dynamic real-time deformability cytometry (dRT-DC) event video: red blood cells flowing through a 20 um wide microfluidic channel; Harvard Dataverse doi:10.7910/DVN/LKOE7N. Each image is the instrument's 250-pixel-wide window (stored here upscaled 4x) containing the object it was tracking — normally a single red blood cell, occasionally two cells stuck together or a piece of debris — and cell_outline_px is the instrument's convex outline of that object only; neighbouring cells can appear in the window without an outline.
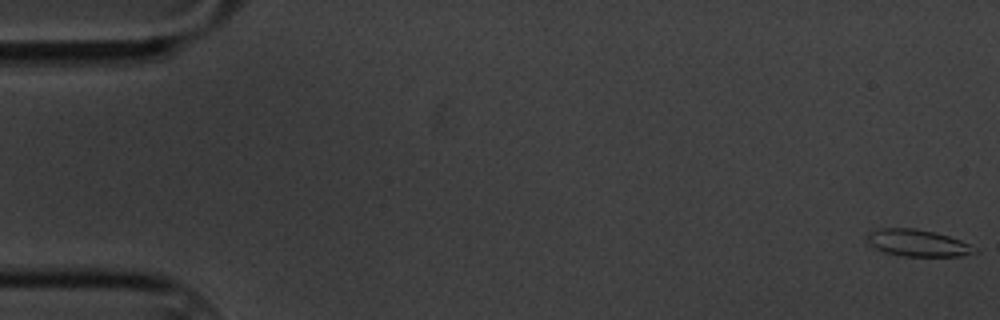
{"species": "common noctule bat (a hibernating species)", "species_latin": "Nyctalus noctula", "temperature_condition": "cold", "stored_images_in_passage": 60, "camera_frame_rate_fps": 3000, "um_per_image_px": 0.085, "animal": {"sex": "male", "body_mass_g": 20.1, "forearm_length_mm": 53.5}, "frame": {"image": 1, "passage_image": 1, "time_ms": 0.0, "image_size_px": [1000, 320], "cell_outline_px": [[980, 252], [960, 256], [904, 256], [884, 252], [868, 244], [864, 236], [868, 232], [880, 228], [916, 228], [936, 232], [960, 240], [968, 244]], "centroid_in_image_um": [77.95, 20.64], "position_along_channel_um": 7.0, "area_um2": 16.94}}
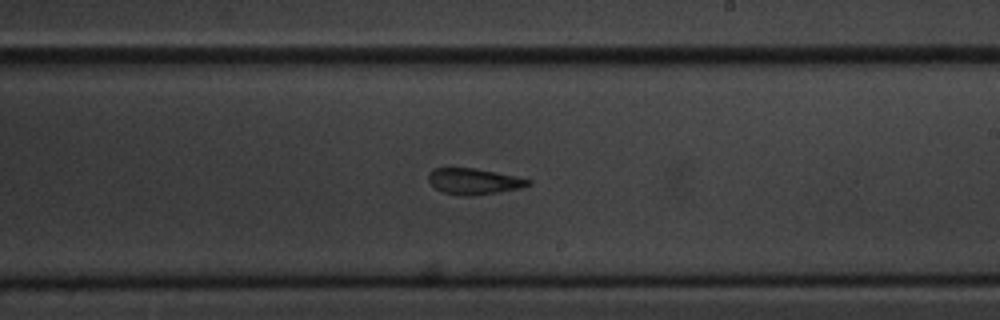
{"frame": {"image": 2, "passage_image": 35, "time_ms": 11.333, "image_size_px": [1000, 320], "cell_outline_px": [[532, 184], [524, 188], [472, 196], [460, 196], [444, 192], [436, 188], [428, 180], [428, 172], [432, 168], [476, 168], [516, 176], [532, 180]], "centroid_in_image_um": [40.31, 15.41], "position_along_channel_um": 248.7, "area_um2": 15.32}}
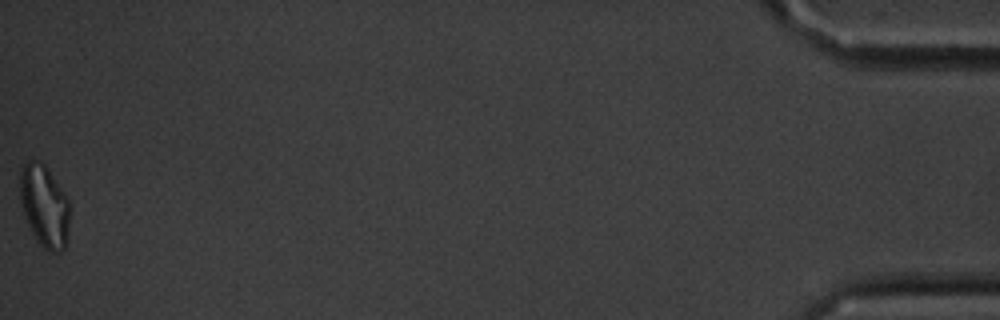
{"frame": {"image": 3, "passage_image": 60, "time_ms": 19.667, "image_size_px": [1000, 320], "cell_outline_px": [[68, 228], [64, 248], [60, 252], [48, 252], [36, 240], [24, 216], [20, 200], [20, 168], [24, 160], [40, 160], [48, 168], [64, 192], [68, 200]], "centroid_in_image_um": [3.74, 17.46], "position_along_channel_um": 431.5, "area_um2": 23.87}, "authors_computed_cell_mechanics": {"area_um2": 16.3863, "velocity_mm_per_s": 3.3608, "shape_relaxation_time_tau1_ms": 3.6925, "shape_relaxation_time_tau2_ms": 2.2691, "deformation_change_tau1": 0.1417, "deformation_change_tau2": 0.1124}}